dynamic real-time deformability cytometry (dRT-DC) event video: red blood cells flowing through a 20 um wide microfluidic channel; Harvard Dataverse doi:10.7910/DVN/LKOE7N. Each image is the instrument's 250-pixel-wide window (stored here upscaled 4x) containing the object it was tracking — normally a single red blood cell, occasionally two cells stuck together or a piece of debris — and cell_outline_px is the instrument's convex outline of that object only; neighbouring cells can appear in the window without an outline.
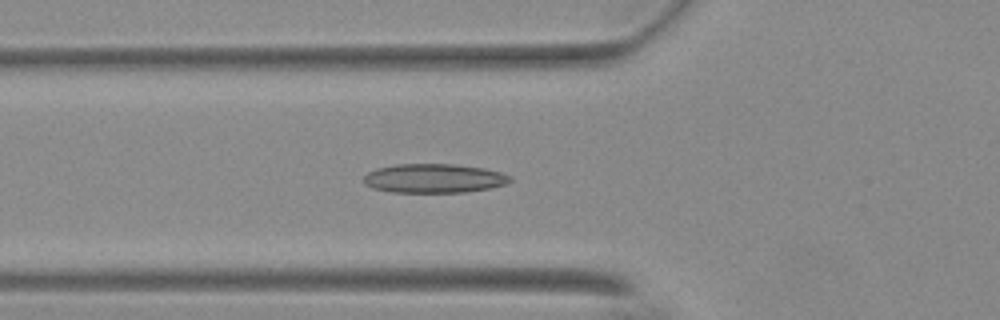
{"species": "Egyptian fruit bat (a non-hibernating species)", "species_latin": "Rousettus aegyptiacus", "temperature_condition": "warm", "stored_images_in_passage": 47, "camera_frame_rate_fps": 3000, "um_per_image_px": 0.085, "animal": {"sex": "female"}, "frame": {"image": 1, "passage_image": 19, "time_ms": 6.0, "image_size_px": [1000, 320], "cell_outline_px": [[512, 180], [504, 184], [492, 188], [464, 192], [392, 192], [372, 188], [364, 184], [364, 176], [368, 172], [376, 168], [396, 164], [452, 164], [484, 168], [500, 172], [512, 176]], "centroid_in_image_um": [36.88, 15.16], "position_along_channel_um": 88.9, "area_um2": 24.85}}
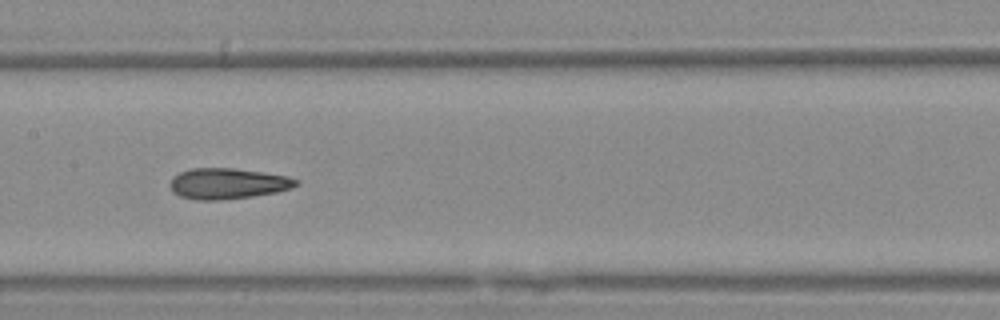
{"frame": {"image": 2, "passage_image": 27, "time_ms": 8.667, "image_size_px": [1000, 320], "cell_outline_px": [[300, 184], [292, 188], [276, 192], [252, 196], [220, 200], [196, 200], [180, 196], [172, 192], [172, 180], [180, 172], [192, 168], [232, 168], [288, 176], [300, 180]], "centroid_in_image_um": [19.41, 15.61], "position_along_channel_um": 188.0, "area_um2": 22.43}}
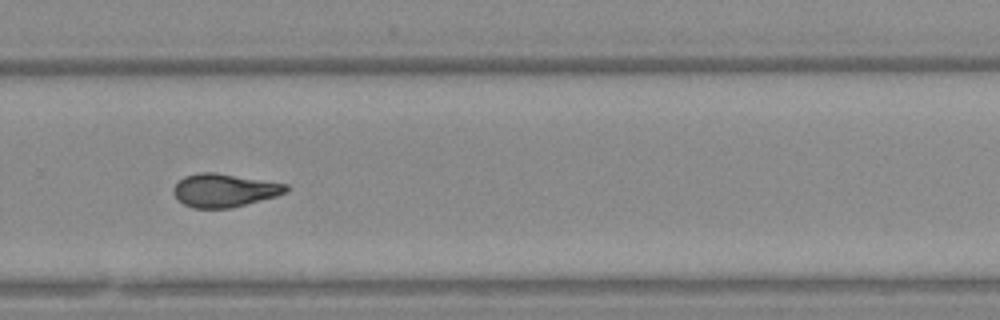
{"frame": {"image": 3, "passage_image": 37, "time_ms": 12.0, "image_size_px": [1000, 320], "cell_outline_px": [[288, 192], [276, 196], [232, 208], [192, 208], [184, 204], [176, 196], [176, 184], [184, 176], [200, 172], [216, 172], [288, 184]], "centroid_in_image_um": [19.12, 16.17], "position_along_channel_um": 310.7, "area_um2": 21.62}, "authors_computed_cell_mechanics": {"area_um2": 23.5824, "velocity_mm_per_s": 3.6893, "shape_relaxation_time_tau1_ms": null, "shape_relaxation_time_tau2_ms": 2.2466, "deformation_change_tau1": null, "deformation_change_tau2": 0.091}}